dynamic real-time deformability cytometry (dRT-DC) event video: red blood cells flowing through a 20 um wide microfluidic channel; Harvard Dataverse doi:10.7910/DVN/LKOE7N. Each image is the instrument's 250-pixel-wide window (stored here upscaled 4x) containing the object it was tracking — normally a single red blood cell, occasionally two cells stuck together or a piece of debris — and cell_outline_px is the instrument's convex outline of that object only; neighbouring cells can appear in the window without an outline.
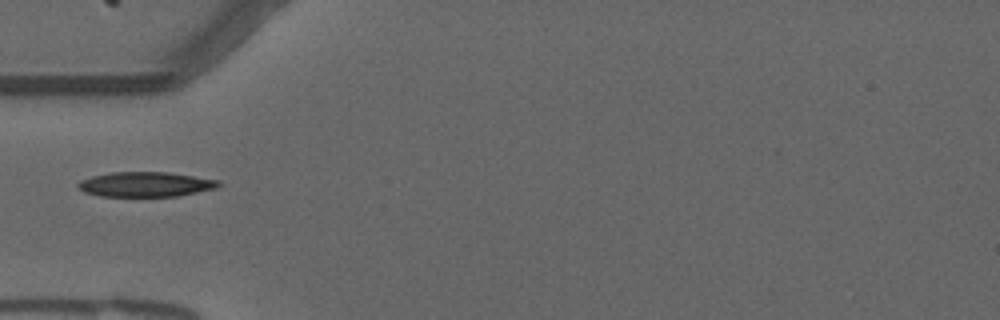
{"species": "common noctule bat (a hibernating species)", "species_latin": "Nyctalus noctula", "temperature_condition": "warm", "stored_images_in_passage": 33, "camera_frame_rate_fps": 3000, "um_per_image_px": 0.085, "animal": {"sex": "male", "forearm_length_mm": 52.5}, "frame": {"image": 1, "passage_image": 1, "time_ms": 0.0, "image_size_px": [1000, 320], "cell_outline_px": [[220, 184], [216, 188], [176, 196], [100, 196], [84, 192], [76, 188], [76, 184], [80, 180], [92, 176], [112, 172], [168, 172], [220, 180]], "centroid_in_image_um": [12.32, 15.66], "position_along_channel_um": 72.7, "area_um2": 20.35}}
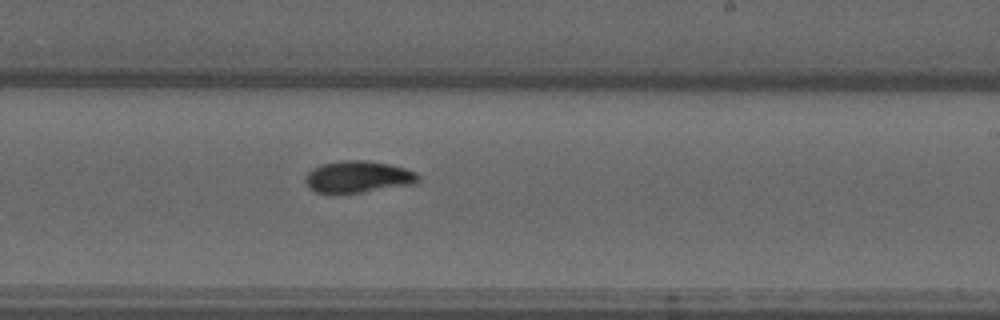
{"frame": {"image": 2, "passage_image": 16, "time_ms": 5.0, "image_size_px": [1000, 320], "cell_outline_px": [[420, 180], [416, 184], [340, 196], [336, 196], [316, 192], [308, 188], [304, 180], [304, 176], [312, 168], [320, 164], [340, 160], [368, 160], [388, 164], [404, 168], [416, 172], [420, 176]], "centroid_in_image_um": [30.39, 15.07], "position_along_channel_um": 258.6, "area_um2": 21.91}}
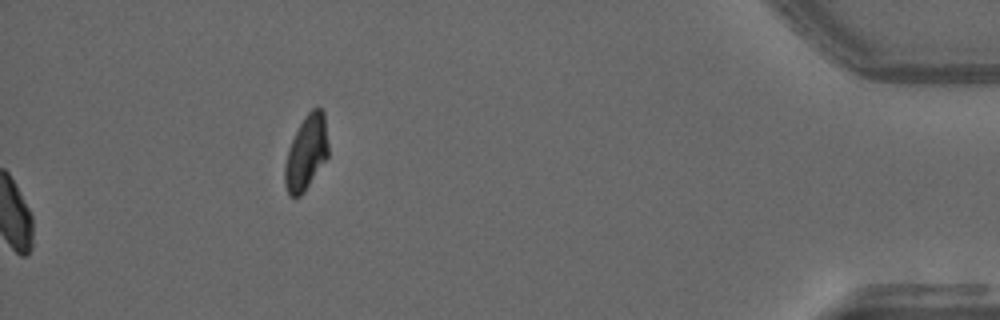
{"frame": {"image": 3, "passage_image": 33, "time_ms": 10.667, "image_size_px": [1000, 320], "cell_outline_px": [[328, 156], [304, 192], [300, 196], [288, 196], [284, 184], [284, 168], [288, 148], [304, 116], [312, 108], [320, 108], [324, 112], [328, 144]], "centroid_in_image_um": [26.02, 12.99], "position_along_channel_um": 409.2, "area_um2": 18.84}}